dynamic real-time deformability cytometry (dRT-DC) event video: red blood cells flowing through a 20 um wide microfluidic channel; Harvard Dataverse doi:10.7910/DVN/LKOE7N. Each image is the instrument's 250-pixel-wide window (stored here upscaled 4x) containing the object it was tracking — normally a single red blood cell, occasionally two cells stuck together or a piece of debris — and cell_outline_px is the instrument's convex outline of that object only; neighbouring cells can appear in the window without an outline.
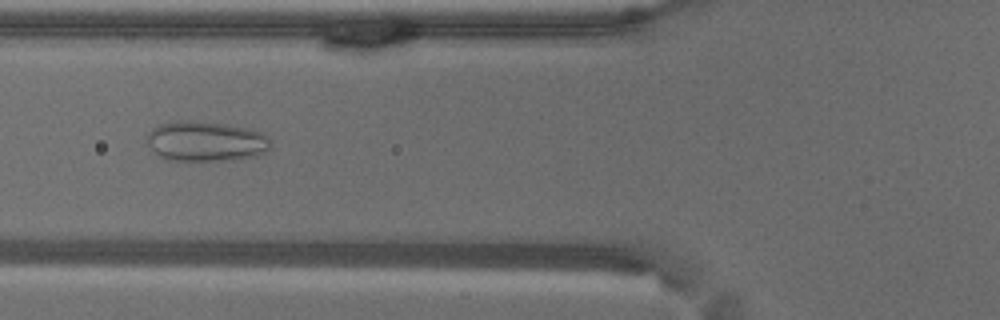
{"species": "common noctule bat (a hibernating species)", "species_latin": "Nyctalus noctula", "temperature_condition": "warm", "stored_images_in_passage": 58, "camera_frame_rate_fps": 3000, "um_per_image_px": 0.085, "animal": {"sex": "male", "body_mass_g": 18.8}, "frame": {"image": 1, "passage_image": 22, "time_ms": 7.0, "image_size_px": [1000, 320], "cell_outline_px": [[272, 148], [268, 152], [256, 156], [228, 160], [164, 160], [144, 140], [148, 132], [152, 128], [160, 124], [188, 120], [224, 124], [248, 128], [260, 132], [268, 136], [272, 140]], "centroid_in_image_um": [17.53, 12.02], "position_along_channel_um": 108.3, "area_um2": 29.07}}
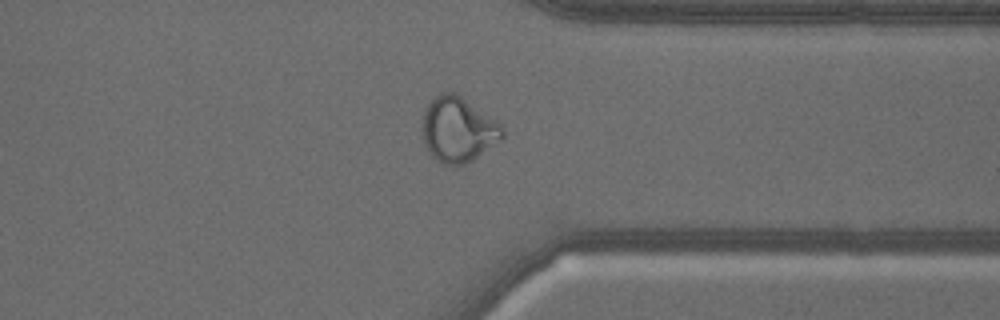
{"frame": {"image": 2, "passage_image": 45, "time_ms": 14.667, "image_size_px": [1000, 320], "cell_outline_px": [[504, 136], [500, 140], [472, 160], [464, 164], [444, 164], [436, 160], [428, 152], [424, 140], [424, 112], [428, 104], [440, 92], [456, 92], [500, 124], [504, 128]], "centroid_in_image_um": [38.94, 11.01], "position_along_channel_um": 372.5, "area_um2": 29.77}}
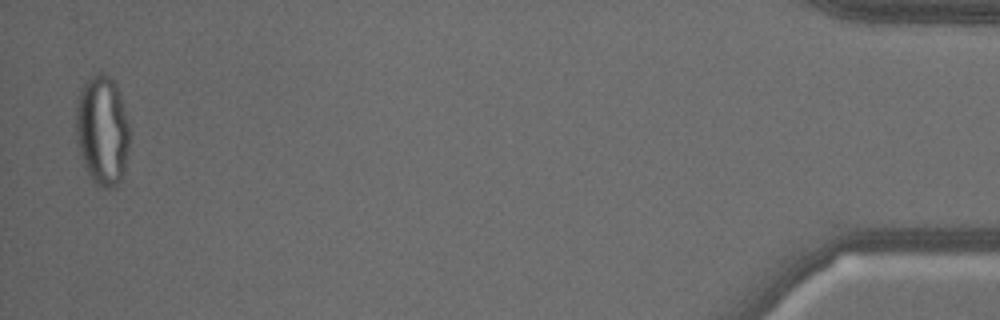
{"frame": {"image": 3, "passage_image": 57, "time_ms": 18.667, "image_size_px": [1000, 320], "cell_outline_px": [[128, 148], [124, 172], [120, 180], [112, 188], [100, 188], [92, 180], [80, 156], [76, 136], [76, 104], [80, 92], [84, 84], [96, 72], [104, 72], [112, 76], [120, 92], [128, 124]], "centroid_in_image_um": [8.69, 11.06], "position_along_channel_um": 426.5, "area_um2": 34.39}}